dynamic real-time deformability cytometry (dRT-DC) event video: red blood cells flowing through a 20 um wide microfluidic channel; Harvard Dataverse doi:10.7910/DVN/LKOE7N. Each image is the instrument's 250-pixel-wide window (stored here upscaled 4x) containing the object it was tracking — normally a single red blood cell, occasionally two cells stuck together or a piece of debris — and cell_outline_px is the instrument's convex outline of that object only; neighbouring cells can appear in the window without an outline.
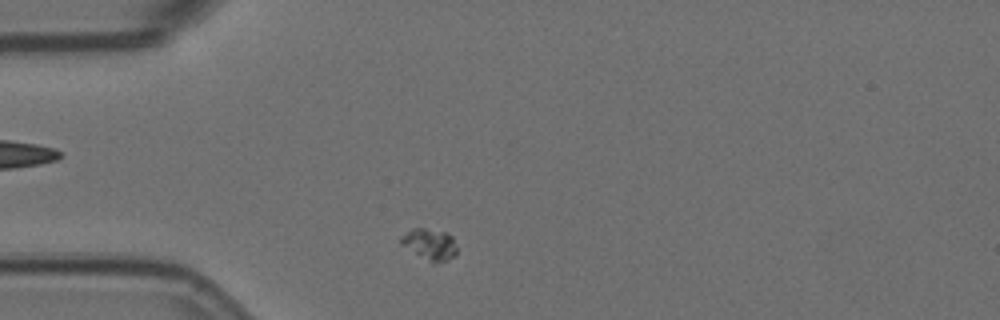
{"species": "Egyptian fruit bat (a non-hibernating species)", "species_latin": "Rousettus aegyptiacus", "temperature_condition": "room temperature", "stored_images_in_passage": 36, "camera_frame_rate_fps": 3000, "um_per_image_px": 0.085, "animal": {"sex": "female"}, "frame": {"image": 1, "passage_image": 1, "time_ms": 0.0, "image_size_px": [1000, 320], "cell_outline_px": [[456, 252], [452, 256], [444, 260], [432, 264], [400, 244], [400, 236], [412, 228], [424, 228], [448, 232], [452, 236], [456, 248]], "centroid_in_image_um": [36.49, 20.74], "position_along_channel_um": 48.5, "area_um2": 10.17}}
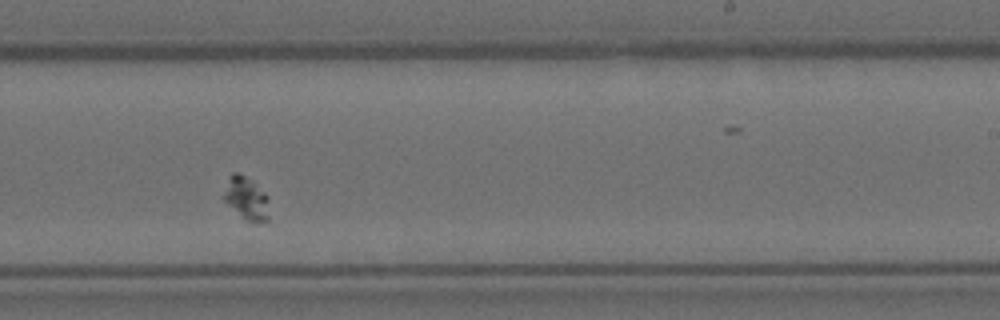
{"frame": {"image": 2, "passage_image": 22, "time_ms": 7.0, "image_size_px": [1000, 320], "cell_outline_px": [[268, 220], [244, 220], [224, 200], [224, 192], [228, 176], [232, 172], [236, 172], [244, 176], [264, 192], [268, 196]], "centroid_in_image_um": [20.91, 16.84], "position_along_channel_um": 268.1, "area_um2": 10.92}}
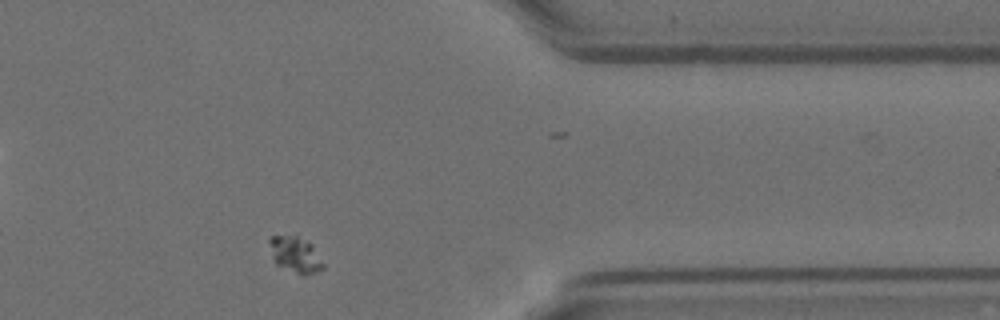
{"frame": {"image": 3, "passage_image": 34, "time_ms": 11.0, "image_size_px": [1000, 320], "cell_outline_px": [[324, 268], [316, 272], [304, 276], [300, 276], [276, 264], [272, 256], [268, 240], [272, 236], [296, 236], [312, 244], [324, 264]], "centroid_in_image_um": [25.11, 21.68], "position_along_channel_um": 386.3, "area_um2": 11.27}}